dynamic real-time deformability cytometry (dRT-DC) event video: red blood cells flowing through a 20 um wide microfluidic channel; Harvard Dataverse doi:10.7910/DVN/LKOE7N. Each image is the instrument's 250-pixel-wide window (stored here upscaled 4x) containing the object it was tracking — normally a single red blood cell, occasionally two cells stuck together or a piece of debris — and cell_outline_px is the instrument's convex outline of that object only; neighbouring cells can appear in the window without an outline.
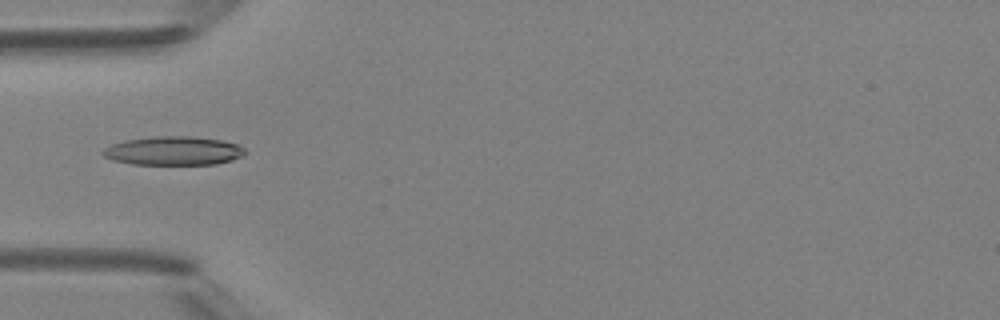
{"species": "Egyptian fruit bat (a non-hibernating species)", "species_latin": "Rousettus aegyptiacus", "temperature_condition": "room temperature", "stored_images_in_passage": 6, "camera_frame_rate_fps": 3000, "um_per_image_px": 0.085, "animal": {"sex": "female"}, "frame": {"image": 1, "passage_image": 5, "time_ms": 4.667, "image_size_px": [1000, 320], "cell_outline_px": [[248, 152], [232, 160], [216, 164], [132, 164], [112, 160], [104, 156], [100, 152], [104, 148], [112, 144], [124, 140], [152, 136], [192, 136], [220, 140], [236, 144], [244, 148]], "centroid_in_image_um": [14.71, 12.81], "position_along_channel_um": 70.3, "area_um2": 23.87}}
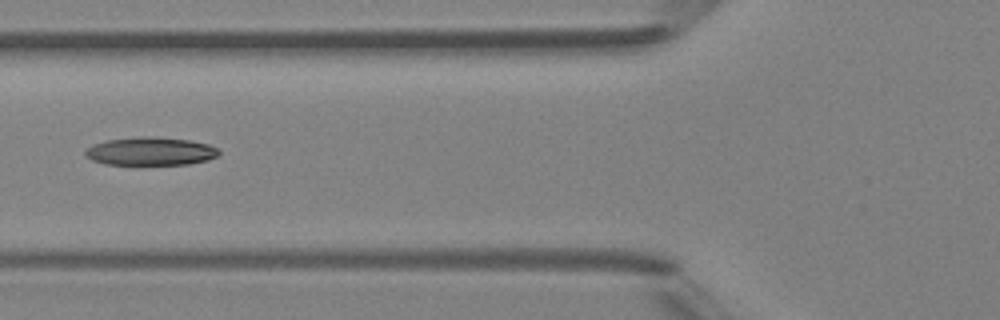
{"frame": {"image": 2, "passage_image": 6, "time_ms": 5.667, "image_size_px": [1000, 320], "cell_outline_px": [[220, 152], [216, 156], [208, 160], [188, 164], [104, 164], [92, 160], [84, 156], [84, 152], [92, 144], [104, 140], [140, 136], [152, 136], [188, 140], [208, 144], [216, 148]], "centroid_in_image_um": [12.74, 12.85], "position_along_channel_um": 113.1, "area_um2": 21.96}}